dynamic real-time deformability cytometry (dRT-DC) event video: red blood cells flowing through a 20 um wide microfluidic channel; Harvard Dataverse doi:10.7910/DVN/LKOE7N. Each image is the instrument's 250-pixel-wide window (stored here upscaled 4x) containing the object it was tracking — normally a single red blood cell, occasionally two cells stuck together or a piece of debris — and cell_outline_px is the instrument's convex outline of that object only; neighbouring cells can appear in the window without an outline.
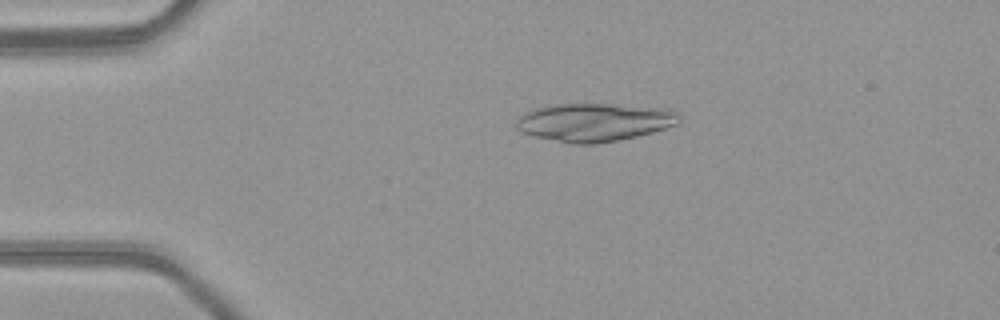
{"species": "common noctule bat (a hibernating species)", "species_latin": "Nyctalus noctula", "temperature_condition": "warm", "stored_images_in_passage": 20, "segment_of_instrument_passage": [1, 2], "camera_frame_rate_fps": 3000, "um_per_image_px": 0.085, "animal": {"sex": "female", "body_mass_g": 21.9}, "frame": {"image": 1, "passage_image": 10, "time_ms": 3.0, "image_size_px": [1000, 320], "cell_outline_px": [[680, 124], [652, 132], [620, 140], [596, 144], [568, 144], [532, 136], [520, 132], [516, 128], [516, 120], [524, 112], [532, 108], [548, 104], [612, 104], [668, 108], [680, 116]], "centroid_in_image_um": [50.47, 10.39], "position_along_channel_um": 34.5, "area_um2": 36.88}}
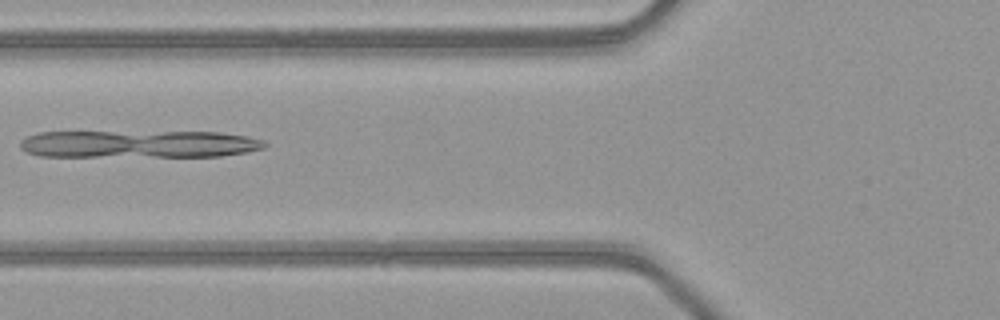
{"frame": {"image": 2, "passage_image": 19, "time_ms": 6.0, "image_size_px": [1000, 320], "cell_outline_px": [[268, 144], [264, 148], [248, 152], [220, 156], [40, 156], [28, 152], [20, 148], [20, 140], [28, 136], [40, 132], [220, 132], [248, 136], [264, 140]], "centroid_in_image_um": [11.85, 12.24], "position_along_channel_um": 114.0, "area_um2": 39.19}}